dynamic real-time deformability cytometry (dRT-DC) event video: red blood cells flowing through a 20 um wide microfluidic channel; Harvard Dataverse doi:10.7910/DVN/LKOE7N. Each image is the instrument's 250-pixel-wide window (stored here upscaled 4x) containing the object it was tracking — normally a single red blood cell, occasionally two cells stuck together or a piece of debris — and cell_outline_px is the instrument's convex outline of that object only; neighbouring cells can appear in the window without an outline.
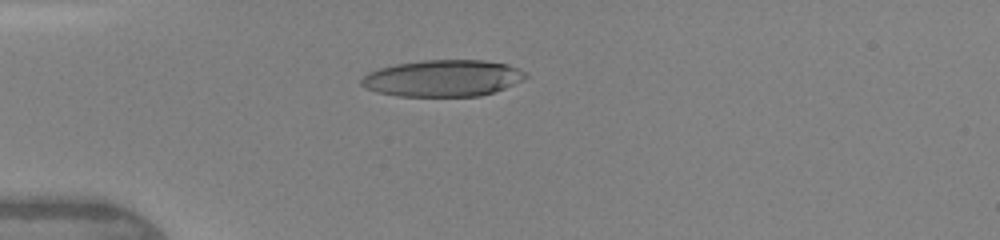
{"species": "human", "species_latin": "Homo sapiens", "temperature_condition": "warm", "stored_images_in_passage": 10, "camera_frame_rate_fps": 3000, "um_per_image_px": 0.085, "donor": {"sex": "female"}, "frame": {"image": 1, "passage_image": 7, "time_ms": 4.0, "image_size_px": [1000, 240], "cell_outline_px": [[528, 76], [524, 80], [504, 88], [480, 96], [396, 96], [376, 92], [364, 88], [360, 84], [360, 80], [368, 72], [380, 68], [396, 64], [420, 60], [484, 60], [508, 64], [520, 68]], "centroid_in_image_um": [37.63, 6.64], "position_along_channel_um": 47.4, "area_um2": 35.26}}
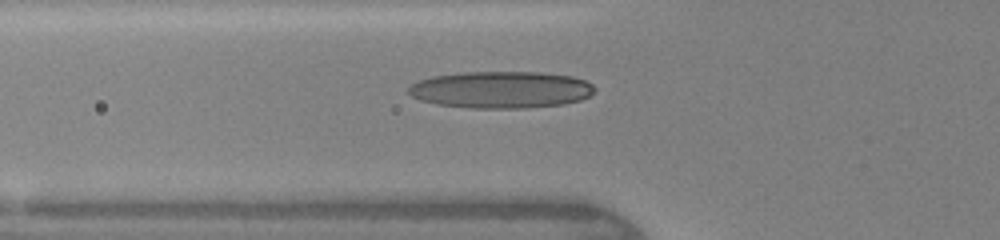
{"frame": {"image": 2, "passage_image": 9, "time_ms": 5.333, "image_size_px": [1000, 240], "cell_outline_px": [[596, 92], [580, 100], [564, 104], [528, 108], [472, 108], [436, 104], [420, 100], [412, 96], [408, 92], [408, 88], [416, 80], [432, 76], [464, 72], [540, 72], [572, 76], [584, 80], [592, 84], [596, 88]], "centroid_in_image_um": [42.59, 7.62], "position_along_channel_um": 83.2, "area_um2": 40.29}}